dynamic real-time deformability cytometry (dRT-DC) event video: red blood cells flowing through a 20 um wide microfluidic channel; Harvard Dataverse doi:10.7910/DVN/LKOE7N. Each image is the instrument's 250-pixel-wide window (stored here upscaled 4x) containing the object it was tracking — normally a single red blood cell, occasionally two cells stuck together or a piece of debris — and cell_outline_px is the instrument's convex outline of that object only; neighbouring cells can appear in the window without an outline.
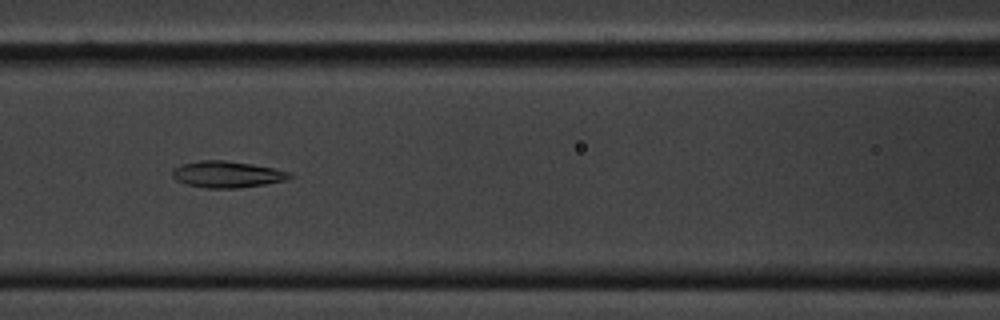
{"species": "common noctule bat (a hibernating species)", "species_latin": "Nyctalus noctula", "temperature_condition": "cold", "stored_images_in_passage": 14, "camera_frame_rate_fps": 3000, "um_per_image_px": 0.085, "animal": {"sex": "male", "body_mass_g": 20.1, "forearm_length_mm": 53.5}, "frame": {"image": 1, "passage_image": 8, "time_ms": 9.0, "image_size_px": [1000, 320], "cell_outline_px": [[296, 176], [284, 180], [264, 184], [240, 188], [204, 188], [188, 184], [176, 180], [172, 176], [172, 168], [180, 164], [200, 160], [224, 160], [252, 164], [272, 168], [288, 172]], "centroid_in_image_um": [19.26, 14.81], "position_along_channel_um": 147.3, "area_um2": 18.09}}
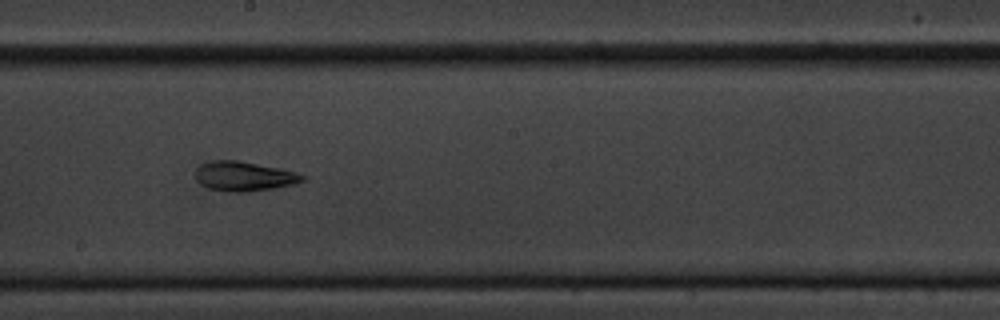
{"frame": {"image": 2, "passage_image": 10, "time_ms": 11.333, "image_size_px": [1000, 320], "cell_outline_px": [[308, 176], [304, 180], [296, 184], [276, 188], [248, 192], [228, 192], [208, 188], [200, 184], [196, 180], [196, 168], [200, 164], [212, 160], [236, 160], [280, 168], [296, 172]], "centroid_in_image_um": [20.76, 14.99], "position_along_channel_um": 227.4, "area_um2": 18.73}}
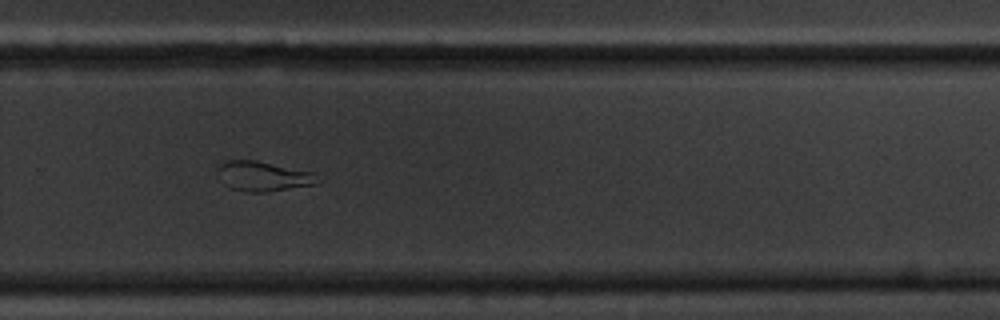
{"frame": {"image": 3, "passage_image": 12, "time_ms": 13.667, "image_size_px": [1000, 320], "cell_outline_px": [[324, 180], [316, 184], [268, 192], [244, 192], [232, 188], [224, 184], [216, 168], [220, 164], [228, 160], [256, 160], [312, 172]], "centroid_in_image_um": [22.4, 14.99], "position_along_channel_um": 307.4, "area_um2": 17.46}, "authors_computed_cell_mechanics": {"area_um2": 18.9006, "velocity_mm_per_s": 3.4579, "shape_relaxation_time_tau1_ms": null, "shape_relaxation_time_tau2_ms": 2.3359, "deformation_change_tau1": null, "deformation_change_tau2": 0.0785}}